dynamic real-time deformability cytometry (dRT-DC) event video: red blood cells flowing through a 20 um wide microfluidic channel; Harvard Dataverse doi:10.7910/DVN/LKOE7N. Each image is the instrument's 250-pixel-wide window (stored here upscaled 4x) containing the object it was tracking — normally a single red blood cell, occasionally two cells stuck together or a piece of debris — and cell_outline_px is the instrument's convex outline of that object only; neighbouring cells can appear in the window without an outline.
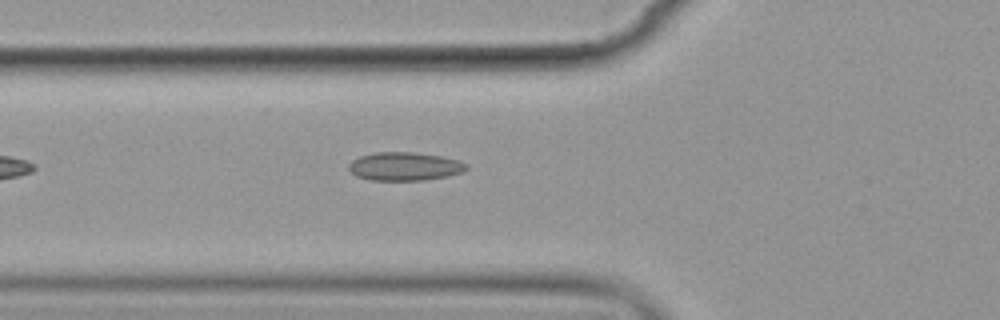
{"species": "common noctule bat (a hibernating species)", "species_latin": "Nyctalus noctula", "temperature_condition": "cold", "stored_images_in_passage": 2, "camera_frame_rate_fps": 3000, "um_per_image_px": 0.085, "animal": {"sex": "female", "body_mass_g": 19.9}, "frame": {"image": 1, "passage_image": 2, "time_ms": 1.0, "image_size_px": [1000, 320], "cell_outline_px": [[468, 168], [464, 172], [448, 176], [424, 180], [372, 180], [356, 176], [348, 168], [348, 164], [352, 160], [360, 156], [376, 152], [412, 152], [440, 156], [460, 160], [468, 164]], "centroid_in_image_um": [34.42, 14.14], "position_along_channel_um": 91.4, "area_um2": 19.54}}